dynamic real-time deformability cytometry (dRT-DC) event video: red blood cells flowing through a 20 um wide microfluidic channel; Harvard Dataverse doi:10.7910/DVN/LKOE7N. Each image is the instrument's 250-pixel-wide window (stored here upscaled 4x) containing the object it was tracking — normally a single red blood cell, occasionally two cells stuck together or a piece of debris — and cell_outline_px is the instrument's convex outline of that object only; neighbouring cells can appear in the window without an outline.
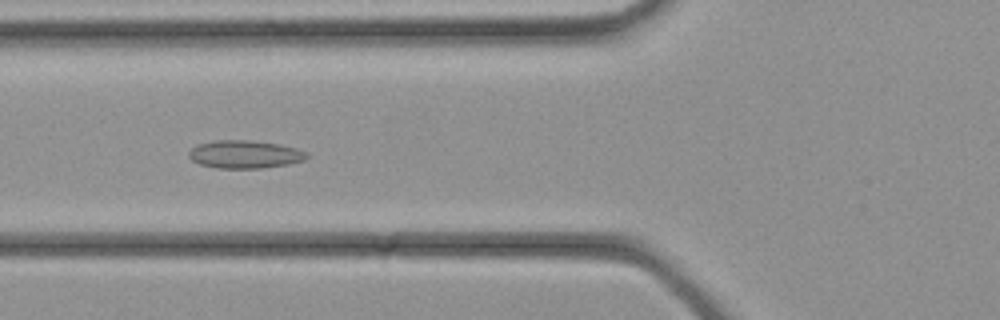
{"species": "common noctule bat (a hibernating species)", "species_latin": "Nyctalus noctula", "temperature_condition": "cold", "stored_images_in_passage": 33, "camera_frame_rate_fps": 3000, "um_per_image_px": 0.085, "animal": {"sex": "female", "body_mass_g": 21.9}, "frame": {"image": 1, "passage_image": 12, "time_ms": 3.667, "image_size_px": [1000, 320], "cell_outline_px": [[308, 156], [304, 160], [288, 164], [260, 168], [216, 168], [200, 164], [192, 160], [188, 156], [188, 152], [196, 144], [216, 140], [252, 140], [280, 144], [296, 148], [308, 152]], "centroid_in_image_um": [20.8, 13.11], "position_along_channel_um": 105.0, "area_um2": 19.31}}
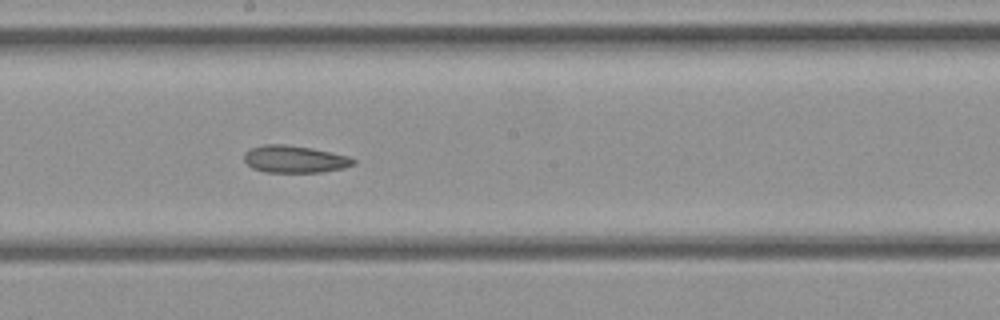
{"frame": {"image": 2, "passage_image": 18, "time_ms": 5.667, "image_size_px": [1000, 320], "cell_outline_px": [[356, 164], [344, 168], [324, 172], [264, 172], [252, 168], [244, 160], [244, 152], [248, 148], [264, 144], [284, 144], [312, 148], [348, 156], [356, 160]], "centroid_in_image_um": [25.03, 13.53], "position_along_channel_um": 223.2, "area_um2": 17.51}}
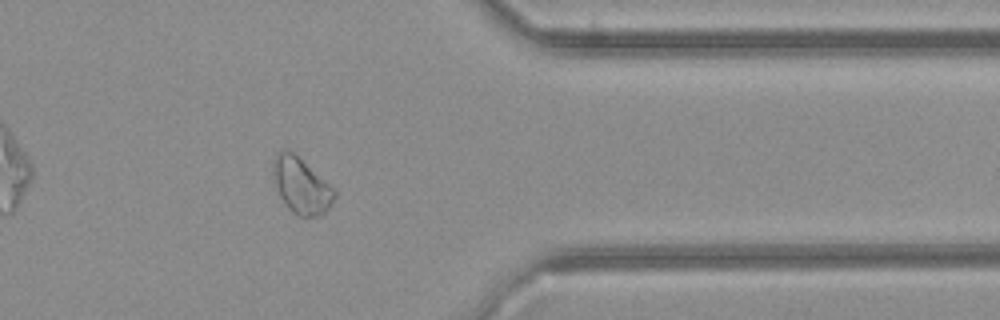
{"frame": {"image": 3, "passage_image": 27, "time_ms": 8.667, "image_size_px": [1000, 320], "cell_outline_px": [[336, 196], [332, 204], [320, 216], [300, 216], [292, 212], [288, 208], [280, 196], [272, 172], [272, 160], [276, 152], [280, 148], [284, 148], [292, 152], [336, 188]], "centroid_in_image_um": [25.61, 15.75], "position_along_channel_um": 385.8, "area_um2": 20.11}}